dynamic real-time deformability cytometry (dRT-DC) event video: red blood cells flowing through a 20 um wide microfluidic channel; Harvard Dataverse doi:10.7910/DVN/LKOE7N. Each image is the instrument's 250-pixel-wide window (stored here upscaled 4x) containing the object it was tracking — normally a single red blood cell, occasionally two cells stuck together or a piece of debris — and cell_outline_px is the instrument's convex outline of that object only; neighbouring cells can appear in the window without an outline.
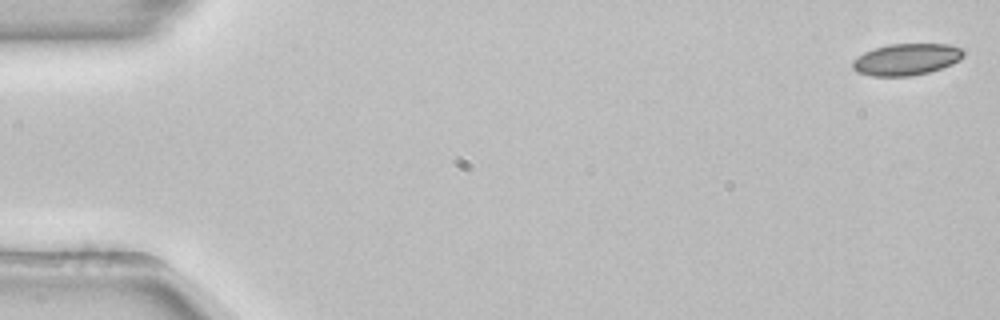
{"species": "common noctule bat (a hibernating species)", "species_latin": "Nyctalus noctula", "temperature_condition": "room temperature", "stored_images_in_passage": 8, "camera_frame_rate_fps": 3000, "um_per_image_px": 0.085, "animal": {"sex": "female", "body_mass_g": 22.7, "forearm_length_mm": 54.2}, "frame": {"image": 1, "passage_image": 1, "time_ms": 0.0, "image_size_px": [1000, 320], "cell_outline_px": [[964, 56], [960, 60], [952, 64], [928, 72], [912, 76], [872, 76], [856, 72], [852, 68], [852, 60], [864, 52], [888, 44], [948, 44], [964, 48]], "centroid_in_image_um": [77.05, 5.05], "position_along_channel_um": 8.0, "area_um2": 20.58}}